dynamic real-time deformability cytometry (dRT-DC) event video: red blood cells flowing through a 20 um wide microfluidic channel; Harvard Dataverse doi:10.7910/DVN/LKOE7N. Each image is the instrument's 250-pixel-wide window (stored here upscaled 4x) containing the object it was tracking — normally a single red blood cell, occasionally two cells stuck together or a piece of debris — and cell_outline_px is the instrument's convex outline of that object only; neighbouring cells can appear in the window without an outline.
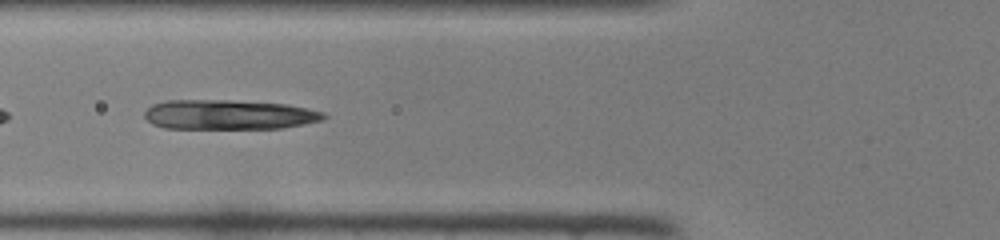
{"species": "common noctule bat (a hibernating species)", "species_latin": "Nyctalus noctula", "temperature_condition": "room temperature", "stored_images_in_passage": 46, "camera_frame_rate_fps": 3000, "um_per_image_px": 0.085, "animal": {"sex": "female", "body_mass_g": 22.0, "forearm_length_mm": 56.7}, "frame": {"image": 1, "passage_image": 17, "time_ms": 5.333, "image_size_px": [1000, 240], "cell_outline_px": [[328, 116], [320, 120], [280, 128], [164, 128], [152, 124], [144, 116], [144, 112], [152, 104], [168, 100], [232, 100], [288, 104], [308, 108], [324, 112]], "centroid_in_image_um": [19.43, 9.73], "position_along_channel_um": 106.4, "area_um2": 30.92}}
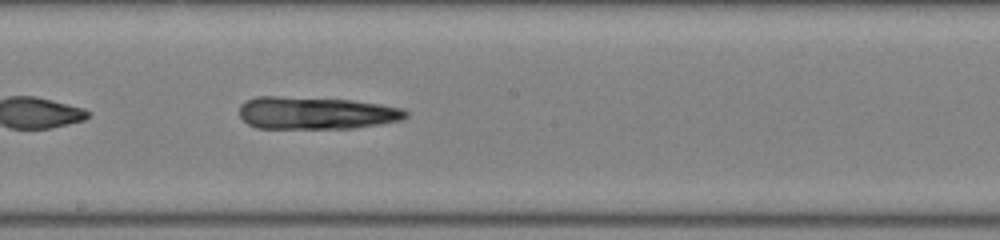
{"frame": {"image": 2, "passage_image": 25, "time_ms": 8.0, "image_size_px": [1000, 240], "cell_outline_px": [[408, 116], [400, 120], [380, 124], [352, 128], [256, 128], [248, 124], [240, 116], [240, 104], [256, 96], [280, 96], [352, 100], [380, 104], [404, 108], [408, 112]], "centroid_in_image_um": [26.86, 9.6], "position_along_channel_um": 221.3, "area_um2": 31.56}}
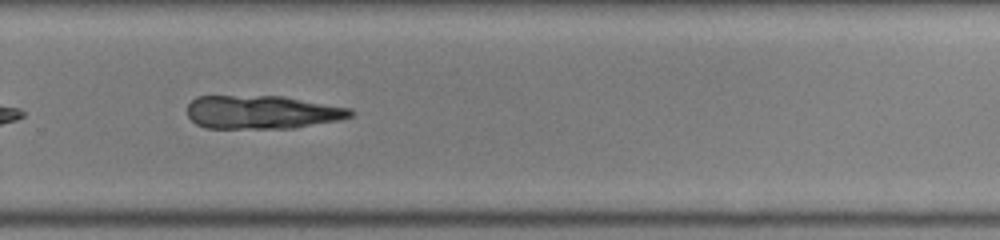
{"frame": {"image": 3, "passage_image": 31, "time_ms": 10.0, "image_size_px": [1000, 240], "cell_outline_px": [[356, 112], [352, 116], [340, 120], [292, 128], [204, 128], [196, 124], [188, 116], [188, 104], [196, 96], [284, 96], [352, 108]], "centroid_in_image_um": [22.3, 9.53], "position_along_channel_um": 307.5, "area_um2": 32.02}}